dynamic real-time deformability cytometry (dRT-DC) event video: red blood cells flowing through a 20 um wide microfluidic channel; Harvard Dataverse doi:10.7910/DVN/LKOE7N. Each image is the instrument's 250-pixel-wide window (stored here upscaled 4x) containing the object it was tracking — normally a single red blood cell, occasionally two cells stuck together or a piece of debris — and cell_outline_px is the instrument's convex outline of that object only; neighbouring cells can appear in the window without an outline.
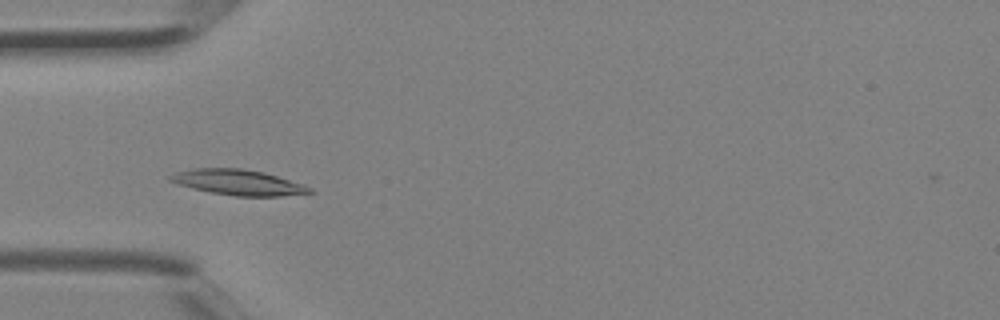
{"species": "Egyptian fruit bat (a non-hibernating species)", "species_latin": "Rousettus aegyptiacus", "temperature_condition": "room temperature", "stored_images_in_passage": 3, "camera_frame_rate_fps": 3000, "um_per_image_px": 0.085, "animal": {"sex": "female"}, "frame": {"image": 1, "passage_image": 2, "time_ms": 0.333, "image_size_px": [1000, 320], "cell_outline_px": [[316, 192], [280, 196], [236, 196], [212, 192], [192, 188], [176, 184], [168, 180], [168, 176], [176, 172], [192, 168], [240, 168], [264, 172], [304, 184], [312, 188]], "centroid_in_image_um": [20.25, 15.49], "position_along_channel_um": 64.8, "area_um2": 20.75}}
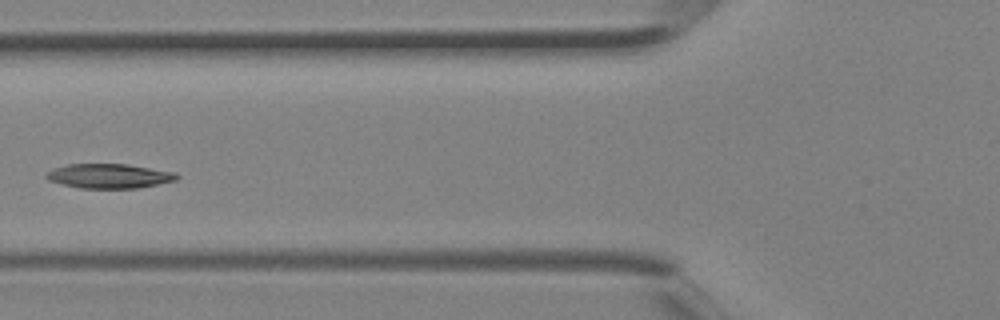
{"frame": {"image": 2, "passage_image": 3, "time_ms": 0.667, "image_size_px": [1000, 320], "cell_outline_px": [[180, 176], [176, 180], [136, 188], [80, 188], [48, 180], [44, 176], [48, 172], [56, 168], [68, 164], [128, 164], [176, 172]], "centroid_in_image_um": [9.31, 14.95], "position_along_channel_um": 116.5, "area_um2": 18.44}}